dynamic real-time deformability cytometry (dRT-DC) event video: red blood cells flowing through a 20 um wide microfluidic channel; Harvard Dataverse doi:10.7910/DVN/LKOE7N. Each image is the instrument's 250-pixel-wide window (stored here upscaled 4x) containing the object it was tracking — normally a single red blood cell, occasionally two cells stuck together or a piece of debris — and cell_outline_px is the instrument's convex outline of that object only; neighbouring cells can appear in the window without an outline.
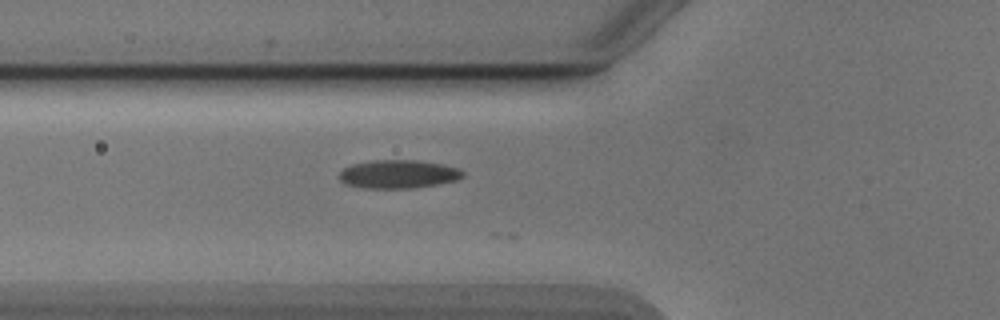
{"species": "Egyptian fruit bat (a non-hibernating species)", "species_latin": "Rousettus aegyptiacus", "temperature_condition": "cold", "stored_images_in_passage": 29, "camera_frame_rate_fps": 3000, "um_per_image_px": 0.085, "animal": {"sex": "male"}, "frame": {"image": 1, "passage_image": 4, "time_ms": 1.0, "image_size_px": [1000, 320], "cell_outline_px": [[464, 176], [456, 180], [436, 184], [412, 188], [364, 188], [344, 184], [340, 180], [340, 172], [344, 168], [352, 164], [372, 160], [416, 160], [444, 164], [460, 168], [464, 172]], "centroid_in_image_um": [33.86, 14.79], "position_along_channel_um": 91.9, "area_um2": 20.52}, "authors_computed_cell_mechanics": {"area_um2": 21.2126, "velocity_mm_per_s": 3.8821, "shape_relaxation_time_tau1_ms": 1.1613, "shape_relaxation_time_tau2_ms": 0.3632, "deformation_change_tau1": 0.0908, "deformation_change_tau2": 0.0605}}